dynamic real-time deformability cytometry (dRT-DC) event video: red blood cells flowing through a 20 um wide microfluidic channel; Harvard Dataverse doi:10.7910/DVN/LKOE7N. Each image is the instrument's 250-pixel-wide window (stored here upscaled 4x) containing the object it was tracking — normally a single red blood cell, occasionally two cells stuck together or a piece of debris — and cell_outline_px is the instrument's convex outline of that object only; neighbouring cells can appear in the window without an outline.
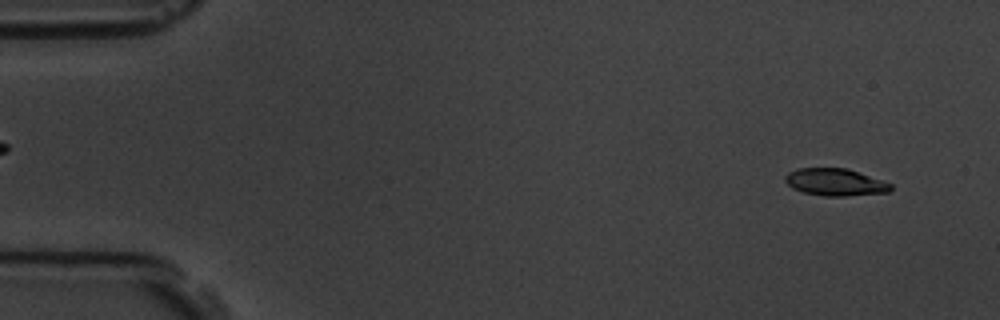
{"species": "common noctule bat (a hibernating species)", "species_latin": "Nyctalus noctula", "temperature_condition": "room temperature", "stored_images_in_passage": 5, "camera_frame_rate_fps": 3000, "um_per_image_px": 0.085, "animal": {"sex": "male", "body_mass_g": 19.5, "forearm_length_mm": 54.6}, "frame": {"image": 1, "passage_image": 1, "time_ms": 0.0, "image_size_px": [1000, 320], "cell_outline_px": [[892, 188], [888, 192], [844, 196], [824, 196], [804, 192], [792, 188], [784, 180], [784, 176], [788, 172], [796, 168], [848, 168], [884, 180], [892, 184]], "centroid_in_image_um": [71.0, 15.47], "position_along_channel_um": 14.0, "area_um2": 16.88}}
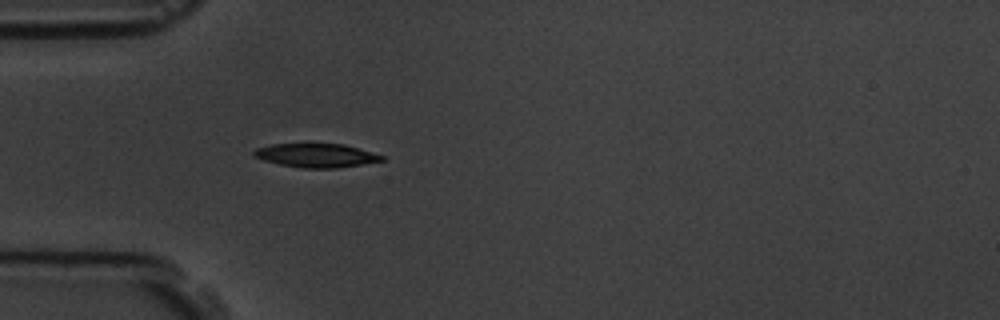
{"frame": {"image": 2, "passage_image": 5, "time_ms": 4.333, "image_size_px": [1000, 320], "cell_outline_px": [[384, 160], [336, 168], [300, 168], [280, 164], [264, 160], [252, 156], [252, 152], [256, 148], [272, 144], [304, 140], [312, 140], [344, 144], [384, 156]], "centroid_in_image_um": [26.78, 13.14], "position_along_channel_um": 58.2, "area_um2": 18.67}}